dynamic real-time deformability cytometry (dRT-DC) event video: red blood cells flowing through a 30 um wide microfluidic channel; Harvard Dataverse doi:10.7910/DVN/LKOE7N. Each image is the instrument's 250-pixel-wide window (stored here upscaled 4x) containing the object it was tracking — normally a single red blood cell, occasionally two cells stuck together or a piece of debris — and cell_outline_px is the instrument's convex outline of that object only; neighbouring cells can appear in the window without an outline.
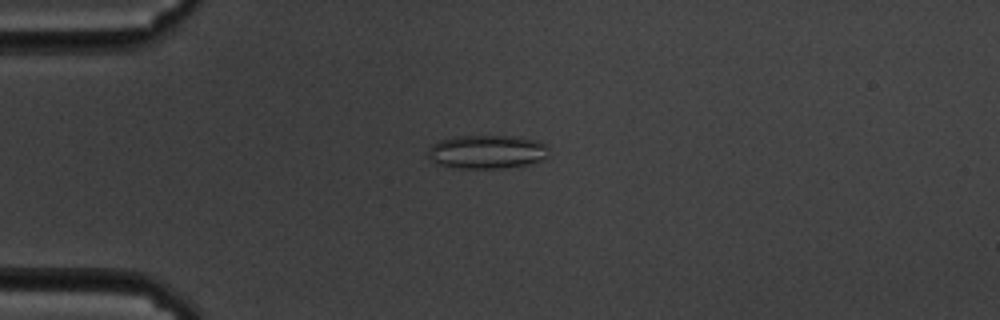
{"species": "common noctule bat (a hibernating species)", "species_latin": "Nyctalus noctula", "temperature_condition": "cold", "stored_images_in_passage": 51, "camera_frame_rate_fps": 3000, "um_per_image_px": 0.085, "animal": {"sex": "male", "body_mass_g": 19.5, "forearm_length_mm": 54.6}, "frame": {"image": 1, "passage_image": 7, "time_ms": 2.0, "image_size_px": [1000, 320], "cell_outline_px": [[548, 148], [544, 156], [540, 160], [528, 164], [504, 168], [452, 168], [440, 164], [432, 160], [428, 156], [428, 148], [432, 144], [440, 140], [456, 136], [516, 136], [540, 140], [548, 144]], "centroid_in_image_um": [41.39, 12.89], "position_along_channel_um": 43.6, "area_um2": 23.76}}
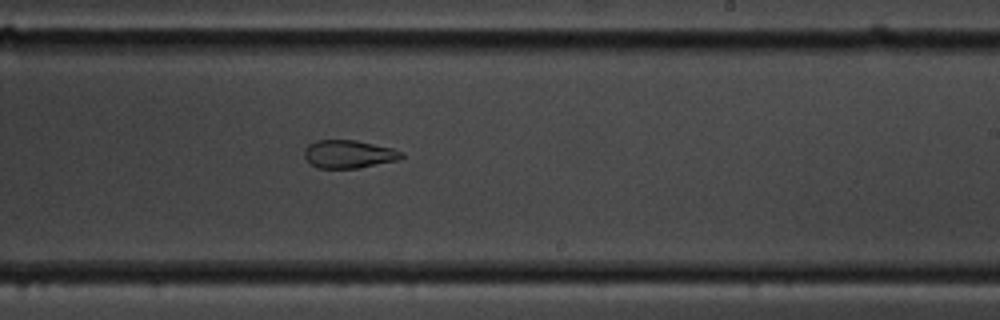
{"frame": {"image": 2, "passage_image": 28, "time_ms": 9.0, "image_size_px": [1000, 320], "cell_outline_px": [[404, 156], [400, 160], [356, 168], [316, 168], [304, 156], [304, 148], [308, 144], [316, 140], [356, 140], [392, 148], [404, 152]], "centroid_in_image_um": [29.65, 13.09], "position_along_channel_um": 259.3, "area_um2": 15.95}}
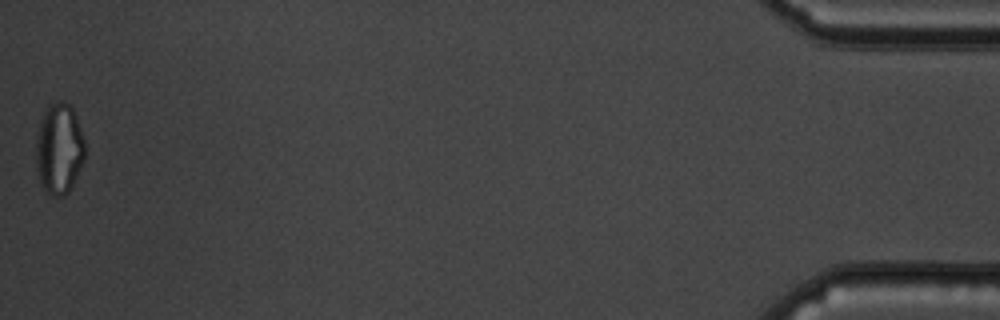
{"frame": {"image": 3, "passage_image": 51, "time_ms": 16.667, "image_size_px": [1000, 320], "cell_outline_px": [[84, 160], [68, 192], [64, 196], [52, 196], [44, 188], [40, 180], [36, 168], [36, 140], [40, 120], [48, 104], [60, 100], [64, 100], [72, 108], [76, 116], [84, 140]], "centroid_in_image_um": [5.01, 12.61], "position_along_channel_um": 430.2, "area_um2": 25.78}, "authors_computed_cell_mechanics": {"area_um2": 21.5016, "velocity_mm_per_s": 3.4087, "shape_relaxation_time_tau1_ms": null, "shape_relaxation_time_tau2_ms": 2.8732, "deformation_change_tau1": null, "deformation_change_tau2": 0.0907}}